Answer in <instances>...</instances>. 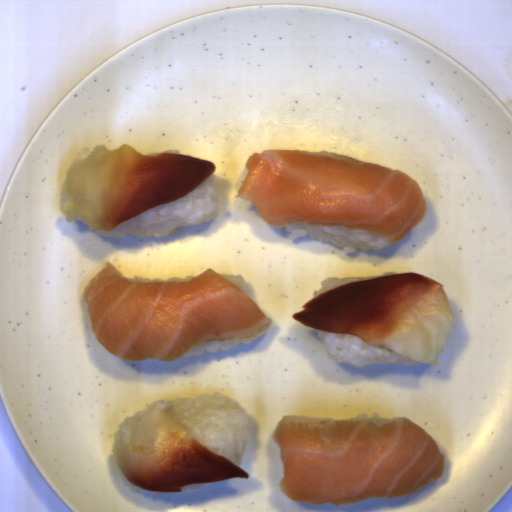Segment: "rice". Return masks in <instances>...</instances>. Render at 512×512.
I'll list each match as a JSON object with an SVG mask.
<instances>
[{
  "label": "rice",
  "instance_id": "rice-1",
  "mask_svg": "<svg viewBox=\"0 0 512 512\" xmlns=\"http://www.w3.org/2000/svg\"><path fill=\"white\" fill-rule=\"evenodd\" d=\"M152 407H162L164 413L185 426L187 438L241 467L249 438L250 420L234 397L221 392L196 397L162 398L144 410L125 417L115 430V443L131 437L137 419Z\"/></svg>",
  "mask_w": 512,
  "mask_h": 512
},
{
  "label": "rice",
  "instance_id": "rice-2",
  "mask_svg": "<svg viewBox=\"0 0 512 512\" xmlns=\"http://www.w3.org/2000/svg\"><path fill=\"white\" fill-rule=\"evenodd\" d=\"M220 212L218 184L214 173L185 196L170 203L159 205L121 223L110 232L92 229L85 221L75 217L89 230L110 238H123L127 234L137 238L167 237L182 226L210 222Z\"/></svg>",
  "mask_w": 512,
  "mask_h": 512
},
{
  "label": "rice",
  "instance_id": "rice-3",
  "mask_svg": "<svg viewBox=\"0 0 512 512\" xmlns=\"http://www.w3.org/2000/svg\"><path fill=\"white\" fill-rule=\"evenodd\" d=\"M317 334L329 355L337 364H352L364 368L368 365L402 363L405 366L422 365L397 352L365 344L352 334L318 331Z\"/></svg>",
  "mask_w": 512,
  "mask_h": 512
},
{
  "label": "rice",
  "instance_id": "rice-4",
  "mask_svg": "<svg viewBox=\"0 0 512 512\" xmlns=\"http://www.w3.org/2000/svg\"><path fill=\"white\" fill-rule=\"evenodd\" d=\"M285 227L288 240L311 236L343 248L345 253L376 251L389 247L392 243L387 238L361 229L346 228L341 225H308L290 223Z\"/></svg>",
  "mask_w": 512,
  "mask_h": 512
},
{
  "label": "rice",
  "instance_id": "rice-5",
  "mask_svg": "<svg viewBox=\"0 0 512 512\" xmlns=\"http://www.w3.org/2000/svg\"><path fill=\"white\" fill-rule=\"evenodd\" d=\"M269 321L255 334L236 337V338H230V339H223V340H207L197 346H194L187 350L181 357H195L199 355H203L204 352H216L218 350H224V351H230L232 348H235L239 344H249L253 340H257L262 335H264L266 332H268L272 326L273 321L271 318H268Z\"/></svg>",
  "mask_w": 512,
  "mask_h": 512
},
{
  "label": "rice",
  "instance_id": "rice-6",
  "mask_svg": "<svg viewBox=\"0 0 512 512\" xmlns=\"http://www.w3.org/2000/svg\"><path fill=\"white\" fill-rule=\"evenodd\" d=\"M400 274L397 271H390L386 272L380 275L375 276H361V277H338V276H331L323 279L321 281V289H314L313 291V298L321 295L329 290H332L338 286H341L343 284H346L348 282H354V281H360V280H366V279H372V278H378V277H384L389 275H395Z\"/></svg>",
  "mask_w": 512,
  "mask_h": 512
},
{
  "label": "rice",
  "instance_id": "rice-7",
  "mask_svg": "<svg viewBox=\"0 0 512 512\" xmlns=\"http://www.w3.org/2000/svg\"><path fill=\"white\" fill-rule=\"evenodd\" d=\"M196 277H198V276H186L185 278H181V277L177 276V277H169L168 279H162V278L150 279L149 277L139 276V277H135V278H129L126 280H129L131 282H183V281H190Z\"/></svg>",
  "mask_w": 512,
  "mask_h": 512
},
{
  "label": "rice",
  "instance_id": "rice-8",
  "mask_svg": "<svg viewBox=\"0 0 512 512\" xmlns=\"http://www.w3.org/2000/svg\"><path fill=\"white\" fill-rule=\"evenodd\" d=\"M358 418L369 419L370 421H372L374 424H376L380 428L382 426H384L385 424H387L388 422H390L389 418H386V417H383V416H379V414L377 412H373L372 416L366 415V414L356 415L351 420H355V419H358Z\"/></svg>",
  "mask_w": 512,
  "mask_h": 512
},
{
  "label": "rice",
  "instance_id": "rice-9",
  "mask_svg": "<svg viewBox=\"0 0 512 512\" xmlns=\"http://www.w3.org/2000/svg\"><path fill=\"white\" fill-rule=\"evenodd\" d=\"M220 275H222L223 277H225L226 279L231 281L233 284L238 286L240 289H242L248 295L247 289H246V280H245L244 275H240V274H223V273L220 274Z\"/></svg>",
  "mask_w": 512,
  "mask_h": 512
},
{
  "label": "rice",
  "instance_id": "rice-10",
  "mask_svg": "<svg viewBox=\"0 0 512 512\" xmlns=\"http://www.w3.org/2000/svg\"><path fill=\"white\" fill-rule=\"evenodd\" d=\"M91 150L89 147H82L79 152L77 153L76 157L74 158L72 164H71V167L74 163H76L77 161H79L80 159H83V158H86L87 156H89L91 154Z\"/></svg>",
  "mask_w": 512,
  "mask_h": 512
},
{
  "label": "rice",
  "instance_id": "rice-11",
  "mask_svg": "<svg viewBox=\"0 0 512 512\" xmlns=\"http://www.w3.org/2000/svg\"><path fill=\"white\" fill-rule=\"evenodd\" d=\"M248 168L246 167L244 170L241 171L236 183H235V191L238 193V189L240 188V186L242 185L243 183V180L246 176V174L248 173Z\"/></svg>",
  "mask_w": 512,
  "mask_h": 512
},
{
  "label": "rice",
  "instance_id": "rice-12",
  "mask_svg": "<svg viewBox=\"0 0 512 512\" xmlns=\"http://www.w3.org/2000/svg\"><path fill=\"white\" fill-rule=\"evenodd\" d=\"M162 153H178L180 154V149H169V150H163L161 152H153V153H147L145 155H151V154H162Z\"/></svg>",
  "mask_w": 512,
  "mask_h": 512
}]
</instances>
